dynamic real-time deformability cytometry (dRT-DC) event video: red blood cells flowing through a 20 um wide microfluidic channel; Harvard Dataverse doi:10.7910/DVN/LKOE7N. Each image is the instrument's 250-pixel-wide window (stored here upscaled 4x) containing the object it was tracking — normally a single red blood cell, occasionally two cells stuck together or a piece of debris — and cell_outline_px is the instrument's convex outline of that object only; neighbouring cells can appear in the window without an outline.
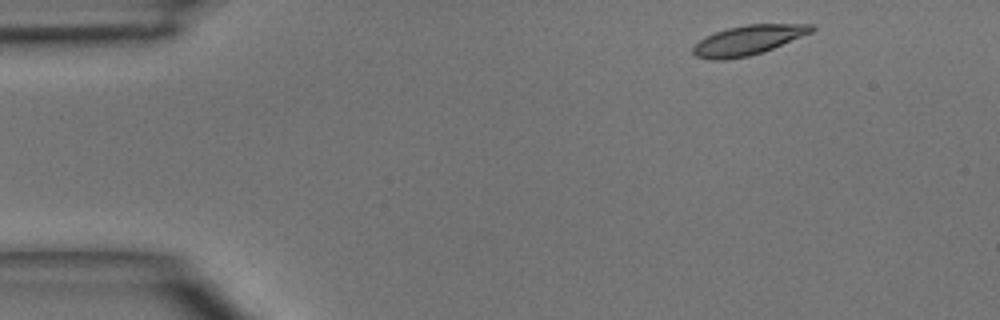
{"species": "common noctule bat (a hibernating species)", "species_latin": "Nyctalus noctula", "temperature_condition": "room temperature", "stored_images_in_passage": 3, "camera_frame_rate_fps": 3000, "um_per_image_px": 0.085, "animal": {"sex": "male", "body_mass_g": 15.6}, "frame": {"image": 1, "passage_image": 1, "time_ms": 0.0, "image_size_px": [1000, 320], "cell_outline_px": [[816, 28], [812, 32], [764, 52], [748, 56], [724, 60], [712, 60], [696, 56], [692, 52], [692, 48], [700, 40], [716, 32], [728, 28], [748, 24], [812, 24]], "centroid_in_image_um": [63.61, 3.42], "position_along_channel_um": 21.4, "area_um2": 20.29}}